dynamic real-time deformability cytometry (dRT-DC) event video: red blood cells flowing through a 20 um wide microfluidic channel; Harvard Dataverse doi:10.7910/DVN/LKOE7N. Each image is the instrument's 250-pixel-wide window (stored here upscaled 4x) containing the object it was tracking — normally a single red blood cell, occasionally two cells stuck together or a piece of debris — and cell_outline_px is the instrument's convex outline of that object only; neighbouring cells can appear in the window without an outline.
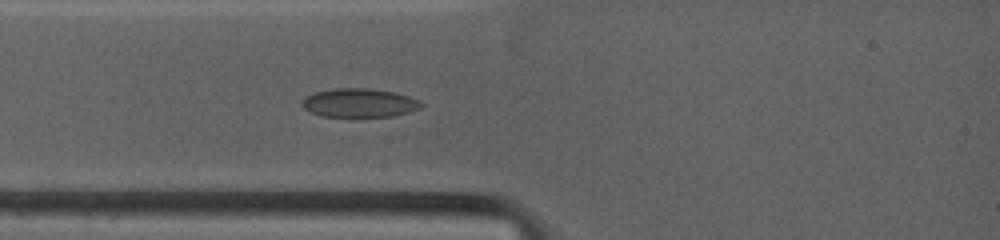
{"species": "common noctule bat (a hibernating species)", "species_latin": "Nyctalus noctula", "temperature_condition": "warm", "stored_images_in_passage": 2, "camera_frame_rate_fps": 4500, "um_per_image_px": 0.085, "animal": {"sex": "female", "body_mass_g": 19.0, "forearm_length_mm": 53.3}, "frame": {"image": 1, "passage_image": 2, "time_ms": 0.667, "image_size_px": [1000, 240], "cell_outline_px": [[424, 104], [420, 108], [408, 112], [392, 116], [320, 116], [308, 112], [300, 104], [300, 100], [304, 96], [312, 92], [332, 88], [368, 88], [396, 92], [420, 100]], "centroid_in_image_um": [30.47, 8.73], "position_along_channel_um": 54.5, "area_um2": 20.29}}